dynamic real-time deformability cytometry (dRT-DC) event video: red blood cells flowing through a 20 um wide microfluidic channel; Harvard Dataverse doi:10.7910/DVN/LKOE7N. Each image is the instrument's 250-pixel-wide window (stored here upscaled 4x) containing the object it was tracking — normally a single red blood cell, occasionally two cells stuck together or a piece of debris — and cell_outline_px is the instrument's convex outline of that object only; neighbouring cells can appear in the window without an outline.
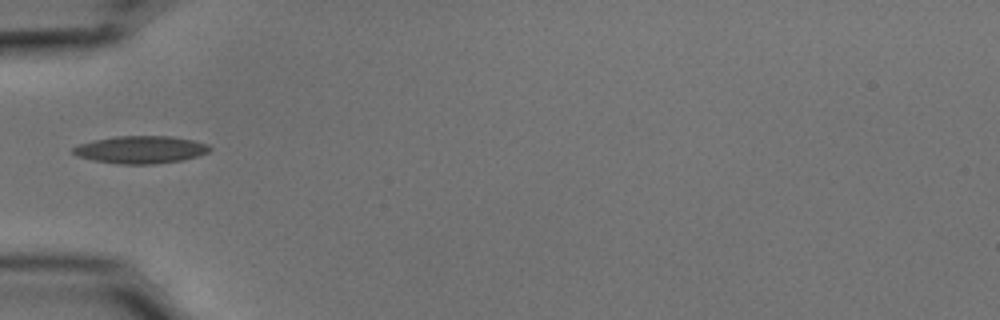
{"species": "common noctule bat (a hibernating species)", "species_latin": "Nyctalus noctula", "temperature_condition": "cold", "stored_images_in_passage": 10, "camera_frame_rate_fps": 3000, "um_per_image_px": 0.085, "animal": {"sex": "male", "body_mass_g": 15.6}, "frame": {"image": 1, "passage_image": 1, "time_ms": 0.0, "image_size_px": [1000, 320], "cell_outline_px": [[212, 148], [208, 152], [200, 156], [184, 160], [152, 164], [120, 164], [92, 160], [76, 156], [72, 152], [72, 148], [80, 144], [92, 140], [116, 136], [172, 136], [192, 140], [208, 144]], "centroid_in_image_um": [11.97, 12.72], "position_along_channel_um": 73.0, "area_um2": 22.08}}
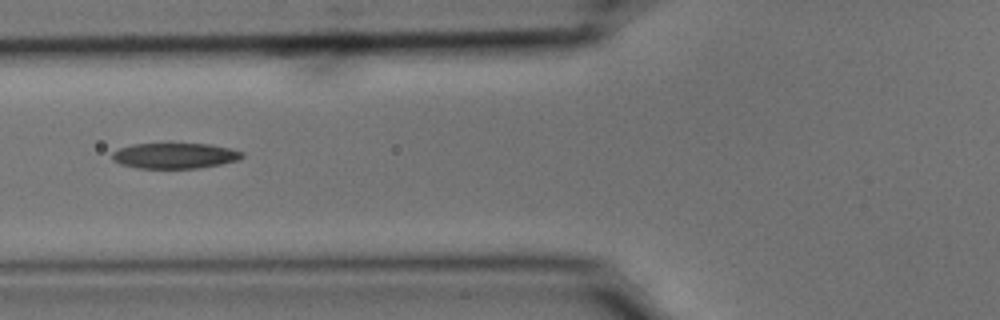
{"frame": {"image": 2, "passage_image": 4, "time_ms": 1.0, "image_size_px": [1000, 320], "cell_outline_px": [[244, 156], [240, 160], [220, 164], [196, 168], [136, 168], [120, 164], [112, 160], [112, 152], [120, 148], [132, 144], [208, 144], [232, 148], [244, 152]], "centroid_in_image_um": [14.87, 13.24], "position_along_channel_um": 110.9, "area_um2": 19.42}}
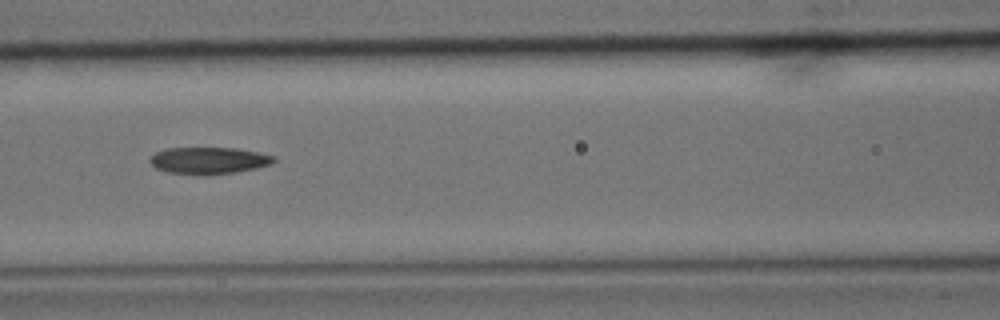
{"frame": {"image": 3, "passage_image": 7, "time_ms": 2.0, "image_size_px": [1000, 320], "cell_outline_px": [[276, 160], [272, 164], [256, 168], [236, 172], [208, 176], [204, 176], [168, 172], [156, 168], [148, 160], [156, 152], [168, 148], [236, 148], [276, 156]], "centroid_in_image_um": [17.76, 13.66], "position_along_channel_um": 148.8, "area_um2": 19.54}}